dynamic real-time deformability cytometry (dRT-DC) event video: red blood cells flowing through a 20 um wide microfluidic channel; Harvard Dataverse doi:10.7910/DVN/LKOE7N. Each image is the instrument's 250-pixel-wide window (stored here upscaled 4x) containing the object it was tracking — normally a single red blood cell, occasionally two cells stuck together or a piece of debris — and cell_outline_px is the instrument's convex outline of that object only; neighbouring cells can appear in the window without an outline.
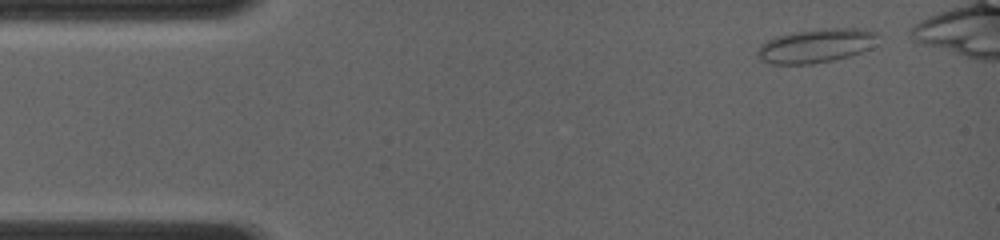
{"species": "common noctule bat (a hibernating species)", "species_latin": "Nyctalus noctula", "temperature_condition": "room temperature", "stored_images_in_passage": 38, "camera_frame_rate_fps": 4000, "um_per_image_px": 0.085, "animal": {"sex": "female", "body_mass_g": 19.0, "forearm_length_mm": 56.7}, "frame": {"image": 1, "passage_image": 1, "time_ms": 0.0, "image_size_px": [1000, 240], "cell_outline_px": [[880, 32], [868, 48], [860, 52], [848, 56], [832, 60], [812, 64], [772, 64], [760, 60], [756, 56], [756, 52], [760, 44], [776, 36], [796, 32], [820, 28], [860, 28]], "centroid_in_image_um": [69.31, 3.88], "position_along_channel_um": 15.7, "area_um2": 23.7}}
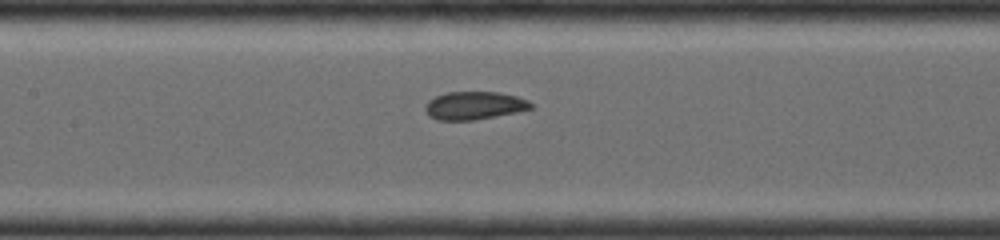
{"frame": {"image": 2, "passage_image": 17, "time_ms": 5.5, "image_size_px": [1000, 240], "cell_outline_px": [[532, 108], [516, 112], [472, 120], [436, 120], [428, 116], [424, 108], [428, 100], [436, 96], [448, 92], [500, 92], [516, 96], [528, 100], [532, 104]], "centroid_in_image_um": [40.28, 8.97], "position_along_channel_um": 167.1, "area_um2": 17.17}}
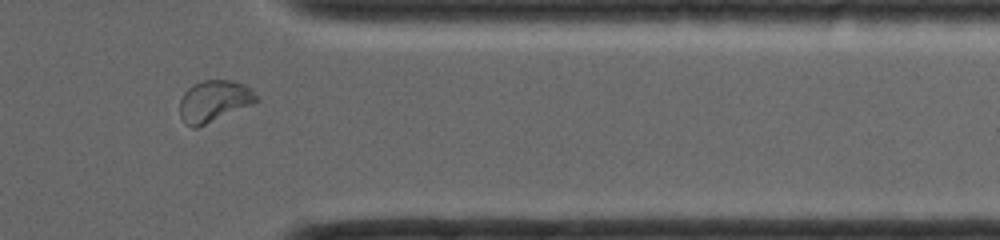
{"frame": {"image": 3, "passage_image": 32, "time_ms": 10.75, "image_size_px": [1000, 240], "cell_outline_px": [[256, 100], [248, 104], [196, 128], [192, 128], [180, 116], [180, 100], [184, 92], [192, 84], [204, 80], [232, 80], [244, 84], [252, 88], [256, 96]], "centroid_in_image_um": [18.14, 8.55], "position_along_channel_um": 393.3, "area_um2": 17.86}}